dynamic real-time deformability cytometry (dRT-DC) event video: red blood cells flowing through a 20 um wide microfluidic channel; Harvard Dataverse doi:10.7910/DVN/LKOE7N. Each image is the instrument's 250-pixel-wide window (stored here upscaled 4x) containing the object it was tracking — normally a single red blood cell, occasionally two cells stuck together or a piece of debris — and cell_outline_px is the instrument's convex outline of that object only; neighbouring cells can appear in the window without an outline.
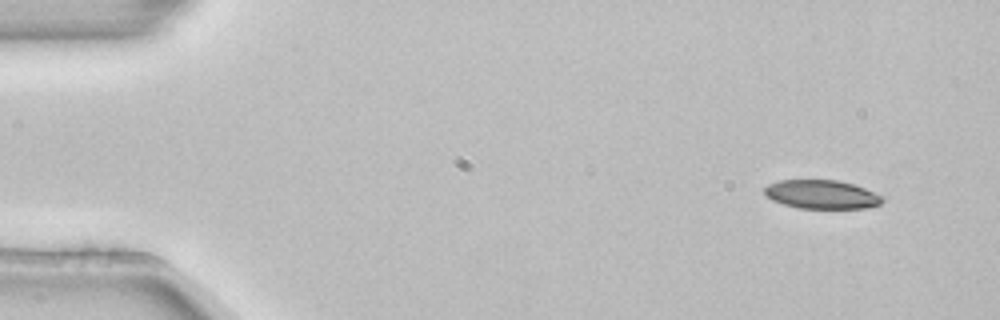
{"species": "common noctule bat (a hibernating species)", "species_latin": "Nyctalus noctula", "temperature_condition": "room temperature", "stored_images_in_passage": 4, "camera_frame_rate_fps": 3000, "um_per_image_px": 0.085, "animal": {"sex": "female", "body_mass_g": 22.7, "forearm_length_mm": 54.2}, "frame": {"image": 1, "passage_image": 1, "time_ms": 0.0, "image_size_px": [1000, 320], "cell_outline_px": [[884, 200], [880, 204], [864, 208], [800, 208], [784, 204], [772, 200], [764, 192], [764, 188], [768, 184], [780, 180], [836, 180], [852, 184], [864, 188], [880, 196]], "centroid_in_image_um": [69.81, 16.52], "position_along_channel_um": 15.2, "area_um2": 19.42}}
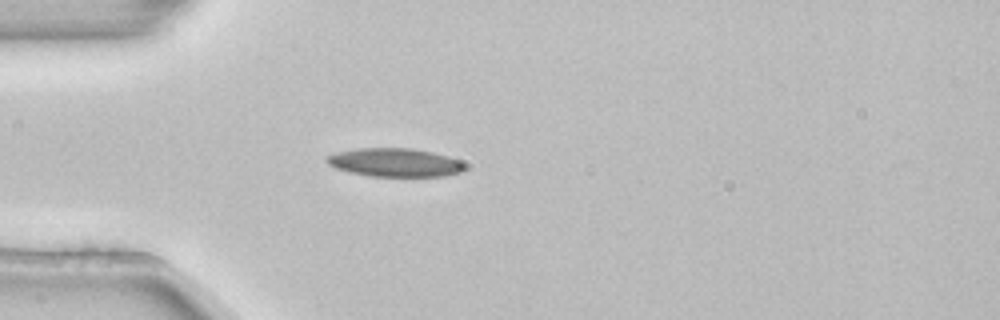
{"frame": {"image": 2, "passage_image": 4, "time_ms": 1.0, "image_size_px": [1000, 320], "cell_outline_px": [[464, 168], [460, 172], [444, 176], [368, 176], [336, 168], [328, 164], [324, 160], [324, 156], [336, 152], [356, 148], [412, 148], [432, 152], [448, 156], [464, 164]], "centroid_in_image_um": [33.49, 13.8], "position_along_channel_um": 51.5, "area_um2": 22.83}}